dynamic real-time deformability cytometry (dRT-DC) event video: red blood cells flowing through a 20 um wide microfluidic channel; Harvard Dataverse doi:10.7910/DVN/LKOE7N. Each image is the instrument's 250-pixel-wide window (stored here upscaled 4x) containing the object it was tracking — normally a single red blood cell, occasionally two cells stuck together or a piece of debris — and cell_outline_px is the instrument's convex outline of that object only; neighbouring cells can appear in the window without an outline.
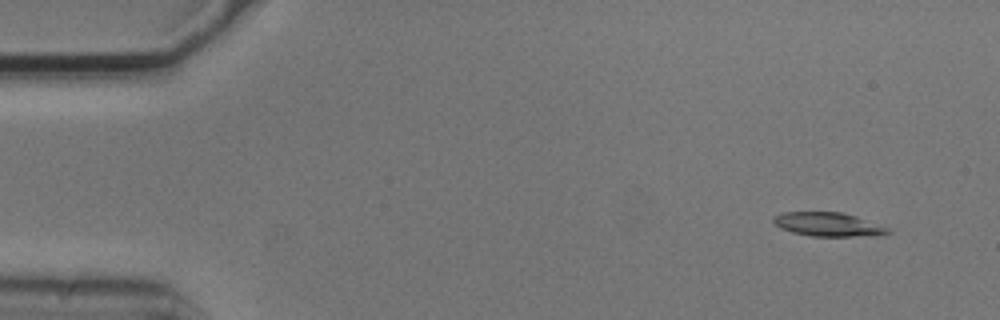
{"species": "common noctule bat (a hibernating species)", "species_latin": "Nyctalus noctula", "temperature_condition": "cold", "stored_images_in_passage": 4, "camera_frame_rate_fps": 3000, "um_per_image_px": 0.085, "animal": {"sex": "male", "body_mass_g": 20.5, "forearm_length_mm": 52.5}, "frame": {"image": 1, "passage_image": 1, "time_ms": 0.0, "image_size_px": [1000, 320], "cell_outline_px": [[892, 232], [880, 236], [812, 236], [792, 232], [780, 228], [772, 220], [772, 216], [784, 212], [840, 212], [856, 216], [888, 228]], "centroid_in_image_um": [70.39, 19.08], "position_along_channel_um": 14.6, "area_um2": 15.9}}
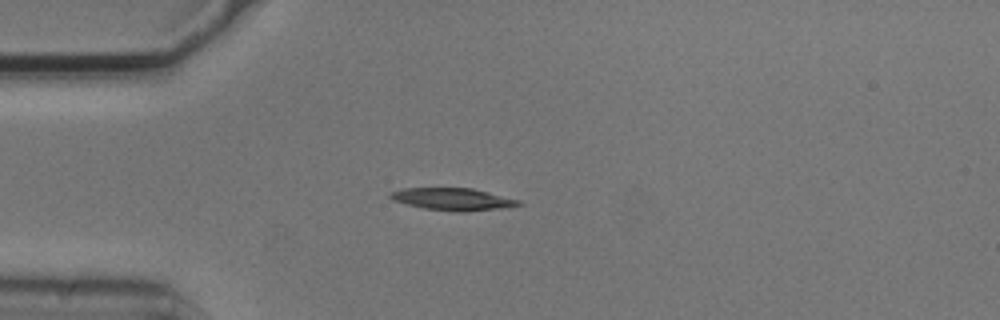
{"frame": {"image": 2, "passage_image": 4, "time_ms": 1.0, "image_size_px": [1000, 320], "cell_outline_px": [[524, 204], [504, 208], [468, 212], [456, 212], [424, 208], [392, 200], [388, 196], [388, 192], [404, 188], [472, 188], [520, 200]], "centroid_in_image_um": [38.5, 16.93], "position_along_channel_um": 46.5, "area_um2": 16.76}}